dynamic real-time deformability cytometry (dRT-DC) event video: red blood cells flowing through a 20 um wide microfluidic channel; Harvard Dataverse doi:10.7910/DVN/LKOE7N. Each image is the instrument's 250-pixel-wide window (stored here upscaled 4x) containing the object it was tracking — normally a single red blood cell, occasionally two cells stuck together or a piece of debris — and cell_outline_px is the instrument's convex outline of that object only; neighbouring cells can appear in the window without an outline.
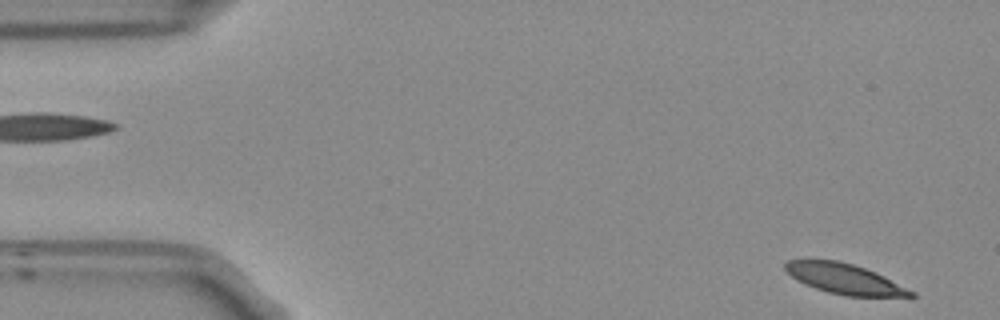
{"species": "Egyptian fruit bat (a non-hibernating species)", "species_latin": "Rousettus aegyptiacus", "temperature_condition": "room temperature", "stored_images_in_passage": 6, "camera_frame_rate_fps": 3000, "um_per_image_px": 0.085, "frame": {"image": 1, "passage_image": 1, "time_ms": 0.0, "image_size_px": [1000, 320], "cell_outline_px": [[916, 296], [912, 300], [844, 296], [828, 292], [804, 284], [796, 280], [784, 272], [784, 264], [788, 260], [808, 256], [840, 260], [864, 268], [884, 276], [916, 292]], "centroid_in_image_um": [71.83, 23.71], "position_along_channel_um": 13.2, "area_um2": 23.93}}